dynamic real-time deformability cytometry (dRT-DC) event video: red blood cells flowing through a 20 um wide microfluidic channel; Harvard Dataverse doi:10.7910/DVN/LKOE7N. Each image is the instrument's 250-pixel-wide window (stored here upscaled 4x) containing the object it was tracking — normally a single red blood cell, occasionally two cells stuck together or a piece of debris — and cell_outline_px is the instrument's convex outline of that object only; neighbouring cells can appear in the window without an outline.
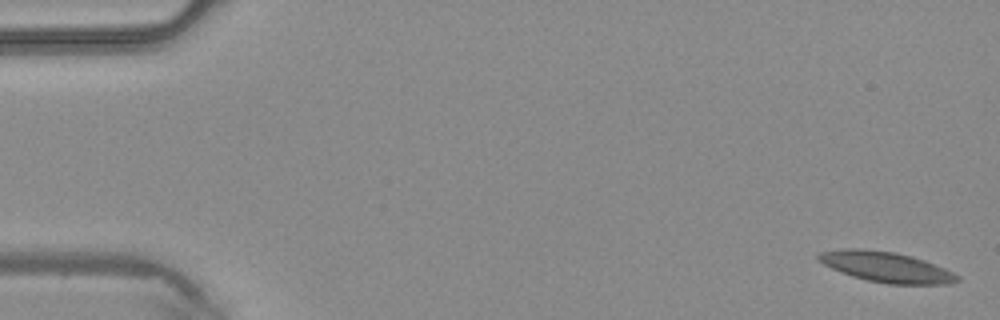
{"species": "common noctule bat (a hibernating species)", "species_latin": "Nyctalus noctula", "temperature_condition": "warm", "stored_images_in_passage": 11, "camera_frame_rate_fps": 3000, "um_per_image_px": 0.085, "animal": {"sex": "male", "body_mass_g": 20.4}, "frame": {"image": 1, "passage_image": 1, "time_ms": 0.0, "image_size_px": [1000, 320], "cell_outline_px": [[960, 280], [948, 284], [888, 284], [868, 280], [852, 276], [840, 272], [824, 264], [816, 256], [820, 252], [844, 248], [860, 248], [892, 252], [912, 256], [924, 260], [944, 268], [960, 276]], "centroid_in_image_um": [75.33, 22.69], "position_along_channel_um": 9.7, "area_um2": 24.39}}